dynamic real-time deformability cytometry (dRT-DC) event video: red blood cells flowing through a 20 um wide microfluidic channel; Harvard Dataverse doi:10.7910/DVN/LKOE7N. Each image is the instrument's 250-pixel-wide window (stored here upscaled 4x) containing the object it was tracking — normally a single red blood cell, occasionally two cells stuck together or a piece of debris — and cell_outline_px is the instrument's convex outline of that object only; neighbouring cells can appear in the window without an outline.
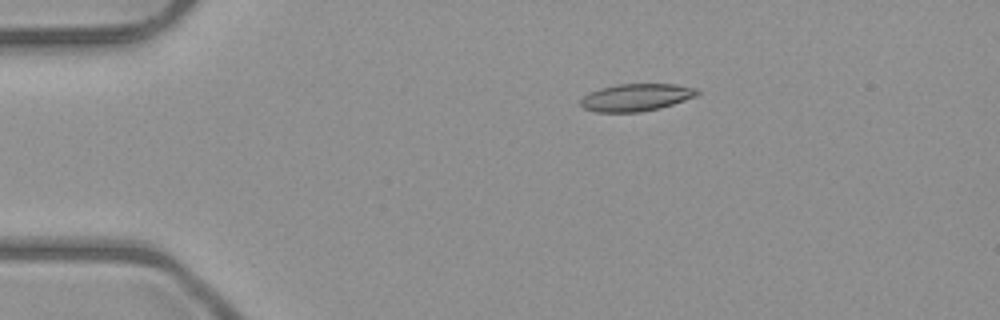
{"species": "common noctule bat (a hibernating species)", "species_latin": "Nyctalus noctula", "temperature_condition": "room temperature", "stored_images_in_passage": 2, "camera_frame_rate_fps": 3000, "um_per_image_px": 0.085, "animal": {"sex": "male", "body_mass_g": 23.1, "forearm_length_mm": 52.7}, "frame": {"image": 1, "passage_image": 1, "time_ms": 0.0, "image_size_px": [1000, 320], "cell_outline_px": [[700, 92], [696, 96], [660, 108], [640, 112], [596, 112], [584, 108], [580, 104], [580, 100], [584, 96], [600, 88], [620, 84], [676, 84], [696, 88]], "centroid_in_image_um": [54.08, 8.28], "position_along_channel_um": 30.9, "area_um2": 18.44}}